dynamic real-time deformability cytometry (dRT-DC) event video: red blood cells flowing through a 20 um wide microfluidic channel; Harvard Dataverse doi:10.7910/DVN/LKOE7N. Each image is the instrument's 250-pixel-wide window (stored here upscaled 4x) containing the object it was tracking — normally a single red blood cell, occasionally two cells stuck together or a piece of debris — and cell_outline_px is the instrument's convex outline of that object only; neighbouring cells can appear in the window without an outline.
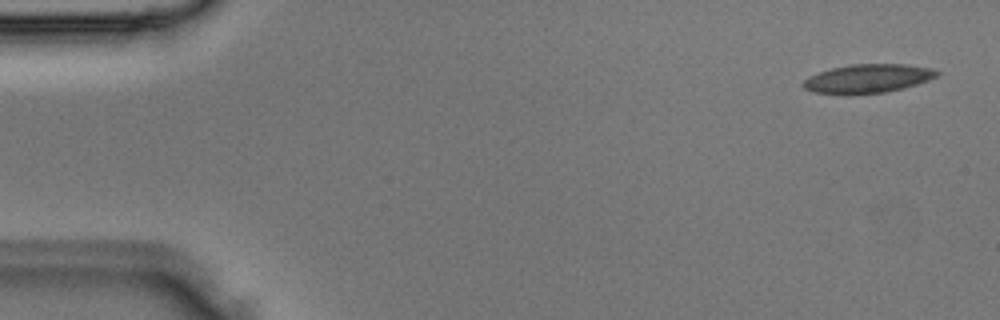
{"species": "Egyptian fruit bat (a non-hibernating species)", "species_latin": "Rousettus aegyptiacus", "temperature_condition": "room temperature", "stored_images_in_passage": 3, "camera_frame_rate_fps": 3000, "um_per_image_px": 0.085, "animal": {"sex": "male"}, "frame": {"image": 1, "passage_image": 1, "time_ms": 0.0, "image_size_px": [1000, 320], "cell_outline_px": [[940, 72], [936, 76], [928, 80], [904, 88], [884, 92], [848, 96], [844, 96], [812, 92], [804, 88], [800, 84], [808, 76], [832, 68], [852, 64], [904, 64], [932, 68]], "centroid_in_image_um": [73.7, 6.7], "position_along_channel_um": 11.3, "area_um2": 22.77}}
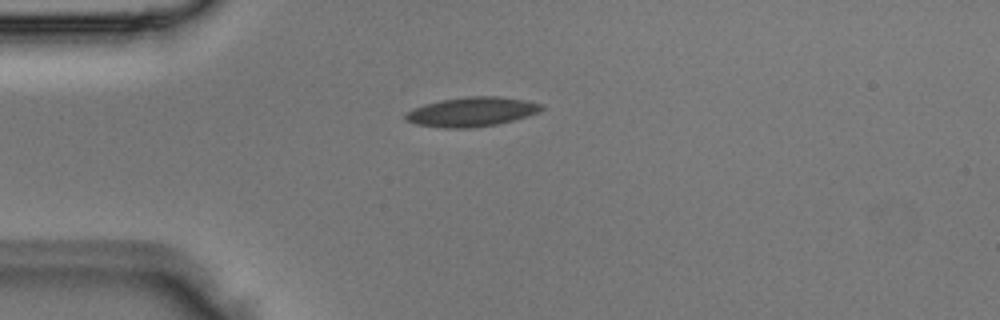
{"frame": {"image": 2, "passage_image": 3, "time_ms": 0.667, "image_size_px": [1000, 320], "cell_outline_px": [[544, 108], [528, 116], [496, 124], [468, 128], [440, 128], [416, 124], [404, 120], [404, 116], [408, 112], [424, 104], [444, 100], [468, 96], [500, 96], [524, 100], [544, 104]], "centroid_in_image_um": [40.1, 9.5], "position_along_channel_um": 44.9, "area_um2": 23.06}}